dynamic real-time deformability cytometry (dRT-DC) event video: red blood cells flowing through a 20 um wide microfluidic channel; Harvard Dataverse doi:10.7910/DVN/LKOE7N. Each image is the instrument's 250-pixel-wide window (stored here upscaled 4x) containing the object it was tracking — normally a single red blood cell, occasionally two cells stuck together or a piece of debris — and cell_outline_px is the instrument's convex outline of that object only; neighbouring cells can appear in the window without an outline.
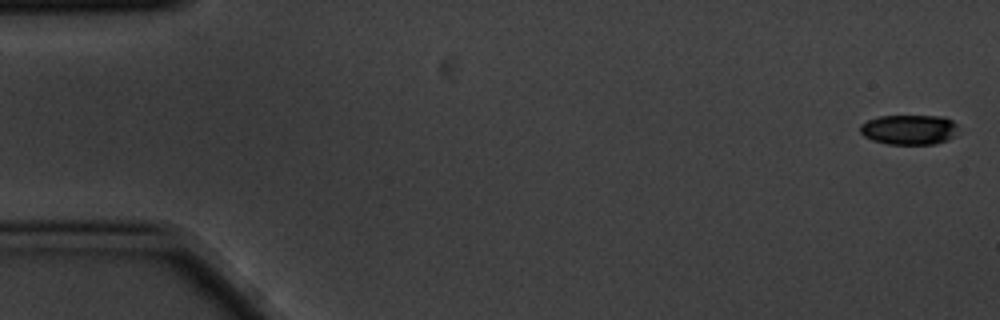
{"species": "common noctule bat (a hibernating species)", "species_latin": "Nyctalus noctula", "temperature_condition": "cold", "stored_images_in_passage": 11, "camera_frame_rate_fps": 3000, "um_per_image_px": 0.085, "animal": {"sex": "male", "body_mass_g": 20.1, "forearm_length_mm": 53.5}, "frame": {"image": 1, "passage_image": 1, "time_ms": 0.0, "image_size_px": [1000, 320], "cell_outline_px": [[956, 124], [952, 136], [948, 140], [936, 144], [888, 144], [872, 140], [864, 136], [860, 132], [860, 124], [868, 120], [880, 116], [944, 116], [952, 120]], "centroid_in_image_um": [77.24, 11.02], "position_along_channel_um": 7.8, "area_um2": 16.99}}